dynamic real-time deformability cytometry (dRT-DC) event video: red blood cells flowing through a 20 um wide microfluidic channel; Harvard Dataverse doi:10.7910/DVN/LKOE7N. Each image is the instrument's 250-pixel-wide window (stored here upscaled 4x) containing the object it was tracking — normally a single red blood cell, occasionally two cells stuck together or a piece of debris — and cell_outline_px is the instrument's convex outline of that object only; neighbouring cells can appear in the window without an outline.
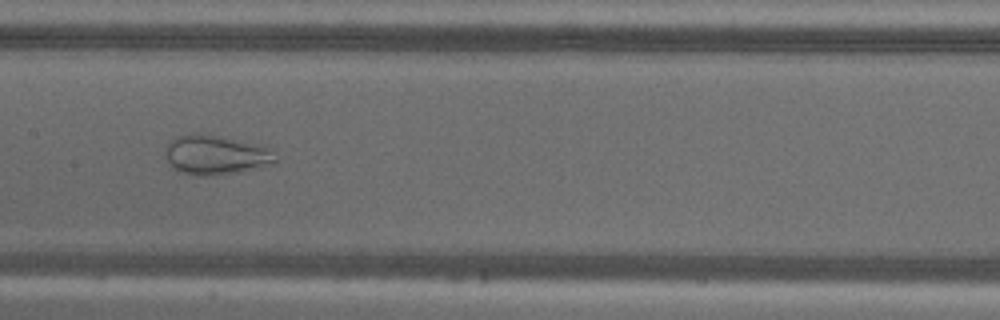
{"species": "common noctule bat (a hibernating species)", "species_latin": "Nyctalus noctula", "temperature_condition": "warm", "stored_images_in_passage": 10, "camera_frame_rate_fps": 3000, "um_per_image_px": 0.085, "animal": {"sex": "male", "body_mass_g": 18.8}, "frame": {"image": 1, "passage_image": 7, "time_ms": 2.0, "image_size_px": [1000, 320], "cell_outline_px": [[276, 160], [240, 172], [204, 176], [196, 176], [180, 172], [172, 168], [168, 164], [168, 144], [176, 136], [196, 132], [200, 132], [256, 144], [268, 148]], "centroid_in_image_um": [18.24, 13.16], "position_along_channel_um": 189.2, "area_um2": 24.68}}
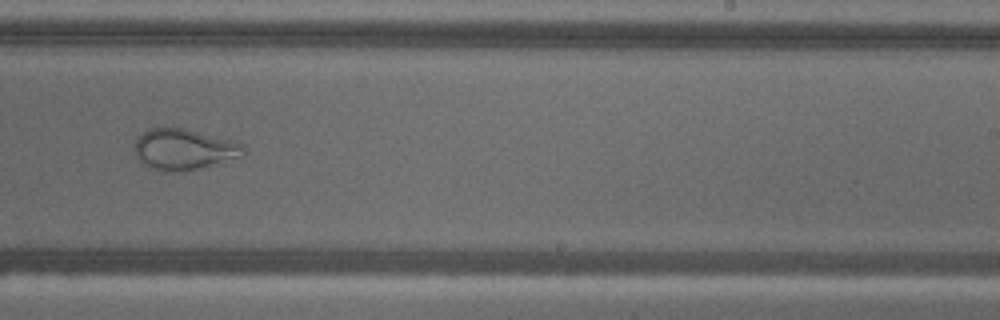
{"frame": {"image": 2, "passage_image": 9, "time_ms": 2.667, "image_size_px": [1000, 320], "cell_outline_px": [[244, 156], [200, 168], [176, 172], [164, 172], [152, 168], [144, 164], [136, 156], [136, 140], [144, 132], [152, 128], [184, 128], [232, 140], [244, 144]], "centroid_in_image_um": [15.67, 12.7], "position_along_channel_um": 273.3, "area_um2": 25.72}}
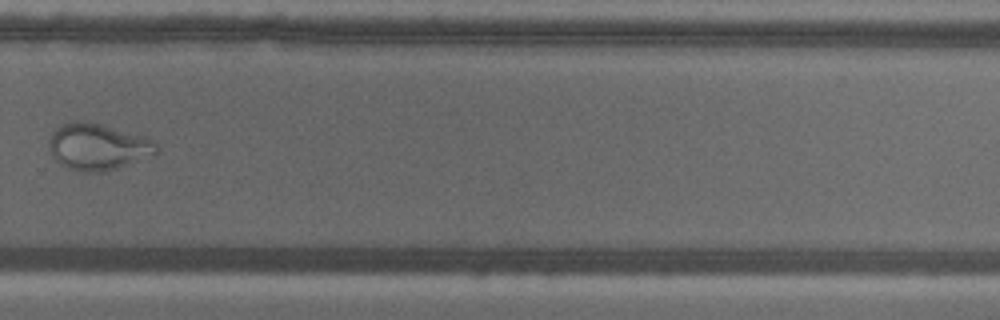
{"frame": {"image": 3, "passage_image": 10, "time_ms": 3.0, "image_size_px": [1000, 320], "cell_outline_px": [[160, 152], [156, 156], [116, 168], [100, 172], [84, 172], [68, 168], [60, 164], [56, 160], [48, 148], [48, 140], [52, 132], [56, 128], [72, 120], [88, 120], [144, 136], [152, 140], [160, 148]], "centroid_in_image_um": [8.34, 12.46], "position_along_channel_um": 321.5, "area_um2": 29.65}}